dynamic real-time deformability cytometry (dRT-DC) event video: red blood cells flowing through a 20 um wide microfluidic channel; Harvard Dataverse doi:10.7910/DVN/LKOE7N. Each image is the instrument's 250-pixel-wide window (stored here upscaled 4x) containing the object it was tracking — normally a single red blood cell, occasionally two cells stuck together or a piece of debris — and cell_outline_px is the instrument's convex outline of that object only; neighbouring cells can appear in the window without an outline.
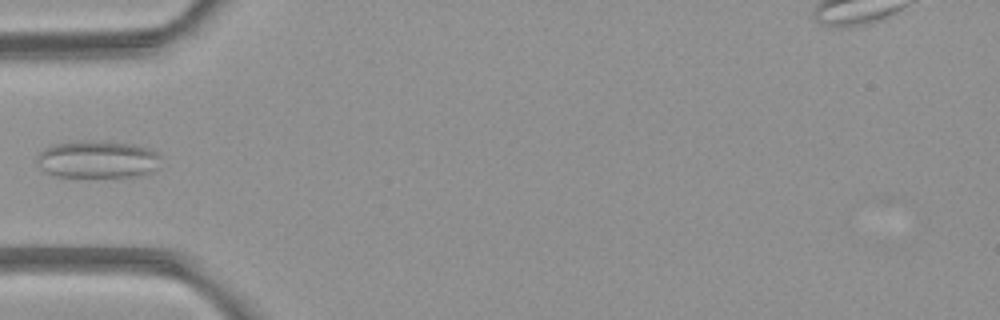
{"species": "common noctule bat (a hibernating species)", "species_latin": "Nyctalus noctula", "temperature_condition": "room temperature", "stored_images_in_passage": 5, "camera_frame_rate_fps": 3000, "um_per_image_px": 0.085, "animal": {"sex": "female", "body_mass_g": 21.9}, "frame": {"image": 1, "passage_image": 4, "time_ms": 4.333, "image_size_px": [1000, 320], "cell_outline_px": [[160, 168], [144, 176], [112, 180], [80, 180], [56, 176], [44, 172], [40, 168], [36, 160], [36, 156], [44, 148], [56, 144], [84, 140], [104, 140], [132, 144], [148, 148], [160, 152]], "centroid_in_image_um": [8.34, 13.63], "position_along_channel_um": 76.7, "area_um2": 29.25}}